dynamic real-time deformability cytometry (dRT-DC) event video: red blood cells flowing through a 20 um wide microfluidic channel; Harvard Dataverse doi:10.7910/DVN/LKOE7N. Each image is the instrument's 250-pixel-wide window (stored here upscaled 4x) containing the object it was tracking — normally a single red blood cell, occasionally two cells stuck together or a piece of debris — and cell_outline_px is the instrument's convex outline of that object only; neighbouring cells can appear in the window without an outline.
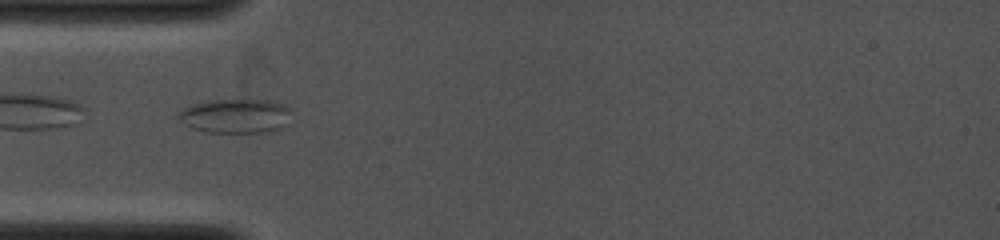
{"species": "common noctule bat (a hibernating species)", "species_latin": "Nyctalus noctula", "temperature_condition": "cold", "stored_images_in_passage": 27, "camera_frame_rate_fps": 4000, "um_per_image_px": 0.085, "animal": {"sex": "female", "body_mass_g": 19.0, "forearm_length_mm": 53.3}, "frame": {"image": 1, "passage_image": 2, "time_ms": 0.25, "image_size_px": [1000, 240], "cell_outline_px": [[288, 112], [284, 124], [276, 128], [260, 132], [208, 132], [192, 128], [180, 120], [176, 116], [184, 108], [192, 104], [212, 100], [268, 100], [284, 104], [288, 108]], "centroid_in_image_um": [19.94, 9.84], "position_along_channel_um": 65.1, "area_um2": 21.85}}
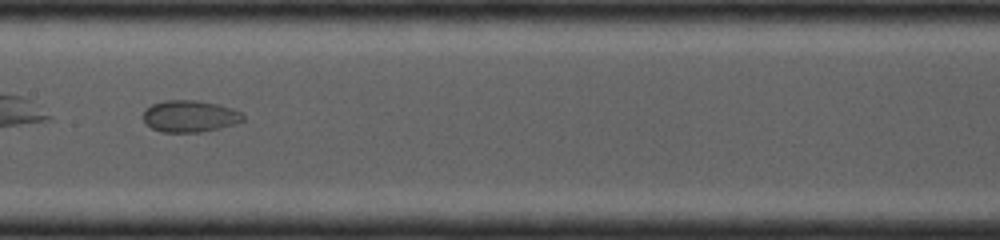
{"frame": {"image": 2, "passage_image": 13, "time_ms": 3.0, "image_size_px": [1000, 240], "cell_outline_px": [[244, 120], [220, 128], [200, 132], [160, 132], [152, 128], [144, 120], [144, 108], [152, 104], [164, 100], [200, 100], [232, 108], [244, 112]], "centroid_in_image_um": [16.14, 9.87], "position_along_channel_um": 191.3, "area_um2": 18.55}}
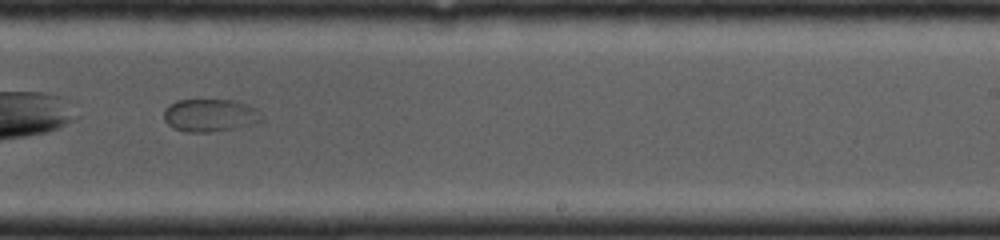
{"frame": {"image": 3, "passage_image": 20, "time_ms": 4.75, "image_size_px": [1000, 240], "cell_outline_px": [[264, 120], [252, 124], [232, 128], [208, 132], [184, 132], [172, 128], [164, 120], [164, 112], [176, 100], [232, 100], [256, 108], [264, 116]], "centroid_in_image_um": [17.86, 9.81], "position_along_channel_um": 271.1, "area_um2": 18.5}}